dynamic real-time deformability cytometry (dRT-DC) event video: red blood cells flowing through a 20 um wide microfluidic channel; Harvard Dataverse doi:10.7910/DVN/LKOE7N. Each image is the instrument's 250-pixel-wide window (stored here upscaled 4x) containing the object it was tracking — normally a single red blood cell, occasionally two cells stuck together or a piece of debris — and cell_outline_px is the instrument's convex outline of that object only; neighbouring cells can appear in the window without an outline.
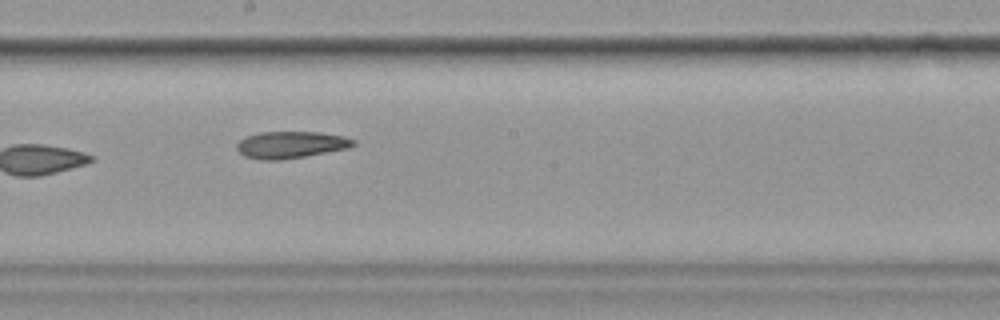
{"species": "common noctule bat (a hibernating species)", "species_latin": "Nyctalus noctula", "temperature_condition": "cold", "stored_images_in_passage": 8, "camera_frame_rate_fps": 3000, "um_per_image_px": 0.085, "animal": {"sex": "female", "body_mass_g": 19.9}, "frame": {"image": 1, "passage_image": 6, "time_ms": 6.0, "image_size_px": [1000, 320], "cell_outline_px": [[356, 144], [348, 148], [304, 156], [280, 160], [260, 160], [244, 156], [236, 148], [236, 144], [244, 136], [260, 132], [320, 132], [344, 136], [356, 140]], "centroid_in_image_um": [24.7, 12.3], "position_along_channel_um": 223.5, "area_um2": 18.32}}